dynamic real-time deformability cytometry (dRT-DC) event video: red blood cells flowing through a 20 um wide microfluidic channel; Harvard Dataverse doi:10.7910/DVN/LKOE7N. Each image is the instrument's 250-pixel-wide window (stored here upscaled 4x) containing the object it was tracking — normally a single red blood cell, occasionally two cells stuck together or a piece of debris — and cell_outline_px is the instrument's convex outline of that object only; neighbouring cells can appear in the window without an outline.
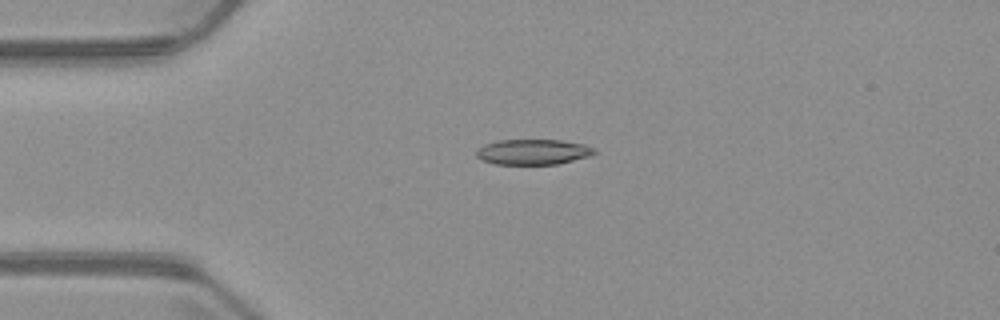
{"species": "common noctule bat (a hibernating species)", "species_latin": "Nyctalus noctula", "temperature_condition": "warm", "stored_images_in_passage": 3, "camera_frame_rate_fps": 3000, "um_per_image_px": 0.085, "animal": {"sex": "male", "body_mass_g": 23.1, "forearm_length_mm": 52.7}, "frame": {"image": 1, "passage_image": 2, "time_ms": 1.333, "image_size_px": [1000, 320], "cell_outline_px": [[596, 152], [592, 156], [556, 164], [496, 164], [480, 160], [476, 156], [476, 148], [484, 144], [496, 140], [560, 140], [584, 144], [592, 148]], "centroid_in_image_um": [45.26, 12.91], "position_along_channel_um": 39.7, "area_um2": 17.57}}